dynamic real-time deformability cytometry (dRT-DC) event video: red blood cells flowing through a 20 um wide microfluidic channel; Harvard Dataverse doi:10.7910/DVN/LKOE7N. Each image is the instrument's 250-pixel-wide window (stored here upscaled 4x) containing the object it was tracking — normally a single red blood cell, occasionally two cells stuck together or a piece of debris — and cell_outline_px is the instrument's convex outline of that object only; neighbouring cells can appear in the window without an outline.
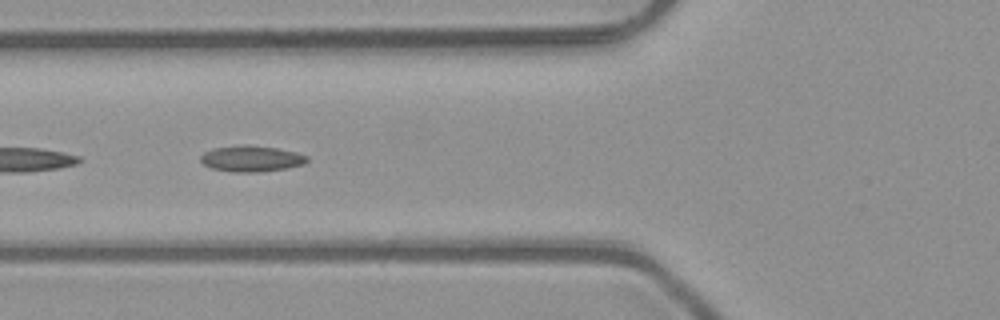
{"species": "common noctule bat (a hibernating species)", "species_latin": "Nyctalus noctula", "temperature_condition": "room temperature", "stored_images_in_passage": 7, "camera_frame_rate_fps": 3000, "um_per_image_px": 0.085, "animal": {"sex": "male", "body_mass_g": 23.1, "forearm_length_mm": 52.7}, "frame": {"image": 1, "passage_image": 4, "time_ms": 1.0, "image_size_px": [1000, 320], "cell_outline_px": [[308, 160], [304, 164], [288, 168], [260, 172], [232, 172], [212, 168], [204, 164], [200, 160], [200, 156], [204, 152], [212, 148], [244, 144], [248, 144], [276, 148], [296, 152], [308, 156]], "centroid_in_image_um": [21.36, 13.48], "position_along_channel_um": 104.4, "area_um2": 16.3}}
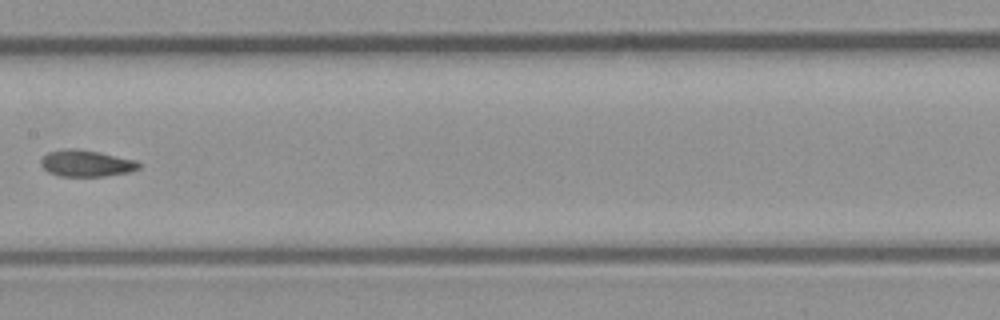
{"frame": {"image": 2, "passage_image": 6, "time_ms": 1.667, "image_size_px": [1000, 320], "cell_outline_px": [[140, 168], [128, 172], [104, 176], [60, 176], [48, 172], [40, 164], [40, 160], [48, 152], [68, 148], [76, 148], [100, 152], [136, 160], [140, 164]], "centroid_in_image_um": [7.32, 13.88], "position_along_channel_um": 200.1, "area_um2": 15.14}}
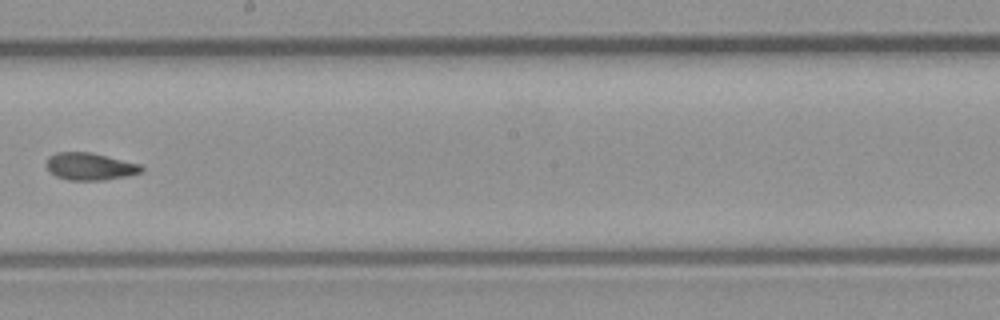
{"frame": {"image": 3, "passage_image": 7, "time_ms": 2.0, "image_size_px": [1000, 320], "cell_outline_px": [[144, 168], [140, 172], [128, 176], [104, 180], [68, 180], [56, 176], [48, 168], [48, 156], [56, 152], [92, 152], [140, 164]], "centroid_in_image_um": [7.67, 14.14], "position_along_channel_um": 240.5, "area_um2": 15.03}}